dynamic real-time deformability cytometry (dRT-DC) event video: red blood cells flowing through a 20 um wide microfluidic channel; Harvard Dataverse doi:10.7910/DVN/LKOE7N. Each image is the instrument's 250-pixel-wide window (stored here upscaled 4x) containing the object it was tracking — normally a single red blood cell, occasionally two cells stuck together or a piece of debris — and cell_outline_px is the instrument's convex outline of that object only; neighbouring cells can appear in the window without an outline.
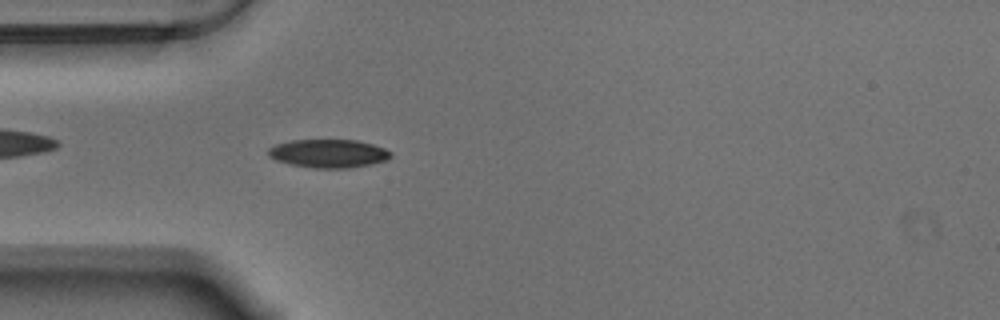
{"species": "Egyptian fruit bat (a non-hibernating species)", "species_latin": "Rousettus aegyptiacus", "temperature_condition": "warm", "stored_images_in_passage": 55, "camera_frame_rate_fps": 3000, "um_per_image_px": 0.085, "animal": {"sex": "male"}, "frame": {"image": 1, "passage_image": 15, "time_ms": 4.667, "image_size_px": [1000, 320], "cell_outline_px": [[392, 156], [388, 160], [372, 164], [348, 168], [312, 168], [288, 164], [276, 160], [268, 156], [268, 148], [276, 144], [292, 140], [356, 140], [372, 144], [384, 148], [392, 152]], "centroid_in_image_um": [27.93, 13.05], "position_along_channel_um": 57.1, "area_um2": 20.4}}
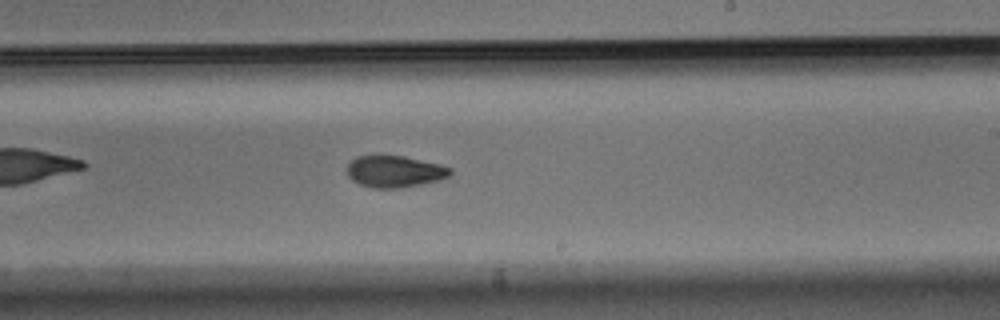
{"frame": {"image": 2, "passage_image": 32, "time_ms": 10.333, "image_size_px": [1000, 320], "cell_outline_px": [[452, 172], [448, 176], [440, 180], [400, 188], [372, 188], [360, 184], [352, 180], [348, 176], [348, 164], [356, 156], [376, 152], [380, 152], [404, 156], [440, 164], [452, 168]], "centroid_in_image_um": [33.51, 14.52], "position_along_channel_um": 255.5, "area_um2": 19.71}}
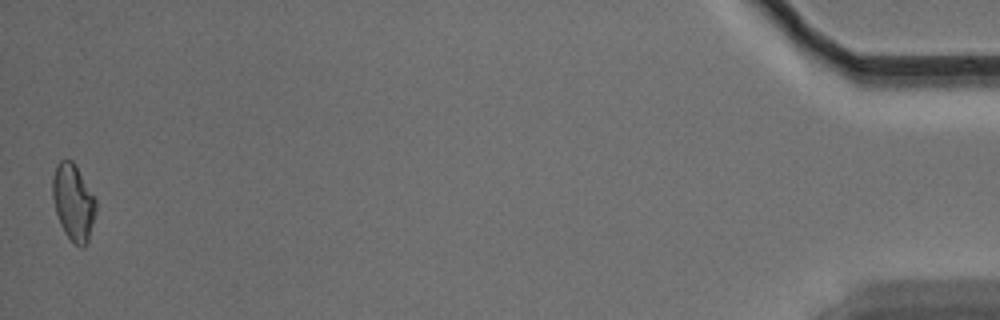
{"frame": {"image": 3, "passage_image": 55, "time_ms": 18.0, "image_size_px": [1000, 320], "cell_outline_px": [[96, 212], [88, 240], [84, 248], [80, 248], [64, 232], [60, 224], [56, 212], [52, 196], [52, 176], [56, 164], [60, 160], [72, 160], [76, 164], [96, 200]], "centroid_in_image_um": [6.23, 17.17], "position_along_channel_um": 429.0, "area_um2": 19.36}, "authors_computed_cell_mechanics": {"area_um2": 19.1318, "velocity_mm_per_s": 3.5386, "shape_relaxation_time_tau1_ms": 3.234, "shape_relaxation_time_tau2_ms": 3.0036, "deformation_change_tau1": 0.1245, "deformation_change_tau2": 0.069}}